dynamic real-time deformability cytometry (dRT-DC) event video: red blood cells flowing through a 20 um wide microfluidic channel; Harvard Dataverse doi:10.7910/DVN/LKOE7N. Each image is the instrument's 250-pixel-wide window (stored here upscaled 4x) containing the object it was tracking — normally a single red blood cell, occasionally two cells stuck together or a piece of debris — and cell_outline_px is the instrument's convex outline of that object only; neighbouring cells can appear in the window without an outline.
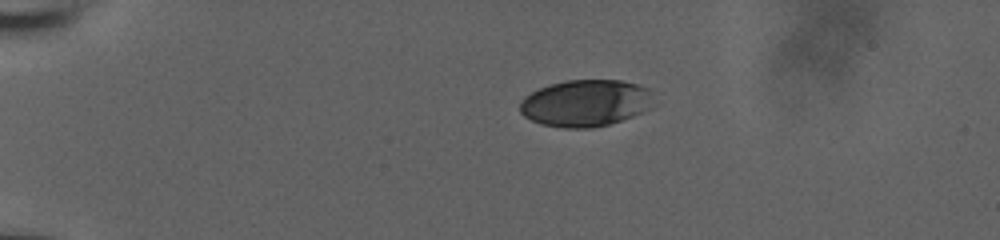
{"species": "human", "species_latin": "Homo sapiens", "temperature_condition": "room temperature", "stored_images_in_passage": 43, "camera_frame_rate_fps": 3000, "um_per_image_px": 0.085, "donor": {"sex": "male"}, "frame": {"image": 1, "passage_image": 1, "time_ms": 0.0, "image_size_px": [1000, 240], "cell_outline_px": [[656, 104], [652, 108], [632, 116], [608, 124], [592, 128], [564, 128], [540, 124], [524, 116], [520, 112], [520, 104], [524, 96], [540, 88], [552, 84], [568, 80], [620, 80], [636, 84], [648, 88]], "centroid_in_image_um": [49.8, 8.77], "position_along_channel_um": 35.2, "area_um2": 36.53}}
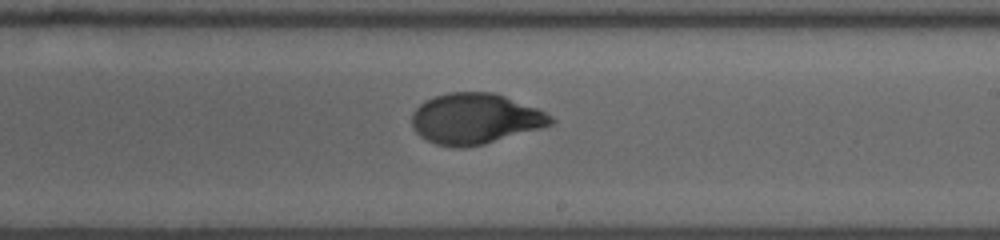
{"frame": {"image": 2, "passage_image": 23, "time_ms": 7.333, "image_size_px": [1000, 240], "cell_outline_px": [[556, 120], [552, 124], [540, 128], [484, 144], [464, 148], [456, 148], [436, 144], [420, 136], [412, 128], [412, 112], [424, 100], [432, 96], [448, 92], [492, 92], [504, 96], [536, 108], [552, 116]], "centroid_in_image_um": [40.35, 10.09], "position_along_channel_um": 248.7, "area_um2": 40.98}}
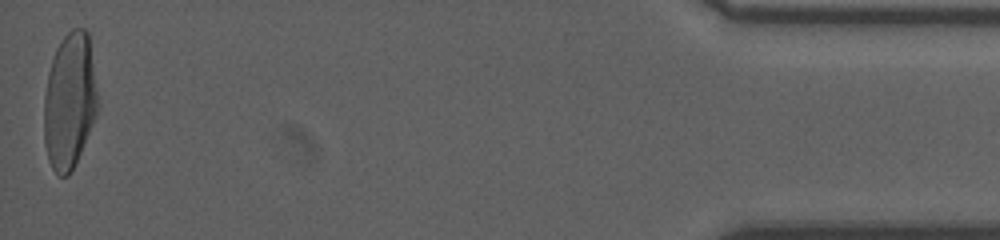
{"frame": {"image": 3, "passage_image": 43, "time_ms": 14.0, "image_size_px": [1000, 240], "cell_outline_px": [[96, 116], [80, 152], [68, 176], [60, 176], [52, 168], [48, 160], [44, 144], [44, 96], [48, 72], [56, 48], [60, 40], [72, 28], [84, 28], [88, 32], [96, 92]], "centroid_in_image_um": [5.88, 8.57], "position_along_channel_um": 429.3, "area_um2": 41.96}, "authors_computed_cell_mechanics": {"area_um2": 40.5756, "velocity_mm_per_s": 3.928, "shape_relaxation_time_tau1_ms": 4.8284, "shape_relaxation_time_tau2_ms": null, "deformation_change_tau1": 0.2128, "deformation_change_tau2": null}}